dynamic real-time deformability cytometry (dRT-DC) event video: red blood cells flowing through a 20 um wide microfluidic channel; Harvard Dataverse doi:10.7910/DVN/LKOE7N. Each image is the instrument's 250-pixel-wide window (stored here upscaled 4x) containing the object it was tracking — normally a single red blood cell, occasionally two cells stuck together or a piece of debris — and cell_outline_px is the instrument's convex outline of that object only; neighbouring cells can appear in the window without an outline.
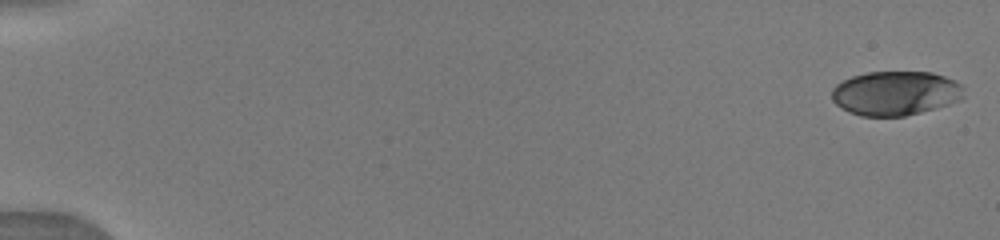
{"species": "human", "species_latin": "Homo sapiens", "temperature_condition": "warm", "stored_images_in_passage": 40, "camera_frame_rate_fps": 3000, "um_per_image_px": 0.085, "donor": {"sex": "male"}, "frame": {"image": 1, "passage_image": 1, "time_ms": 0.0, "image_size_px": [1000, 240], "cell_outline_px": [[964, 96], [960, 100], [948, 104], [920, 112], [904, 116], [860, 116], [848, 112], [840, 108], [832, 100], [832, 88], [836, 84], [852, 76], [868, 72], [932, 72], [956, 80], [964, 88]], "centroid_in_image_um": [76.11, 7.92], "position_along_channel_um": 8.9, "area_um2": 34.22}}
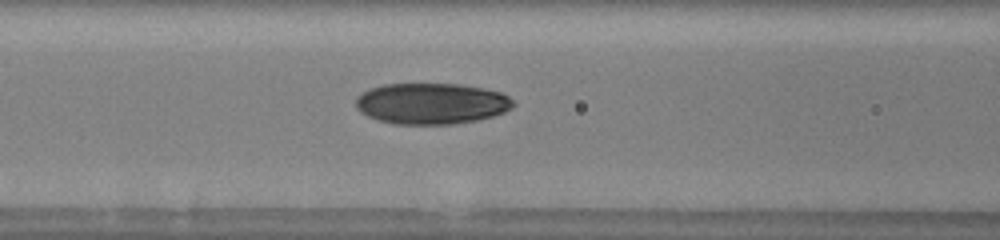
{"frame": {"image": 2, "passage_image": 20, "time_ms": 7.333, "image_size_px": [1000, 240], "cell_outline_px": [[516, 104], [512, 108], [504, 112], [480, 120], [452, 124], [396, 124], [380, 120], [368, 116], [360, 112], [356, 108], [356, 96], [368, 88], [384, 84], [460, 84], [484, 88], [500, 92], [508, 96]], "centroid_in_image_um": [36.67, 8.8], "position_along_channel_um": 129.9, "area_um2": 37.92}}
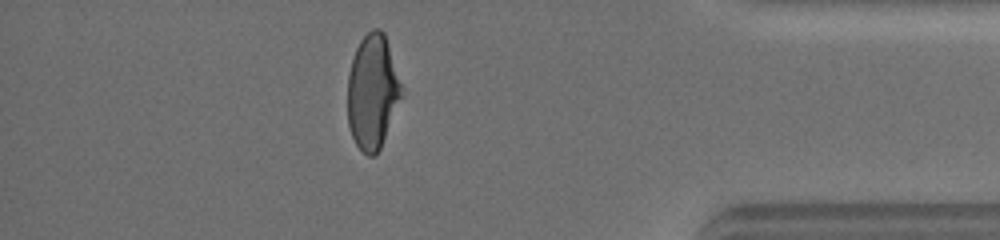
{"frame": {"image": 3, "passage_image": 37, "time_ms": 14.667, "image_size_px": [1000, 240], "cell_outline_px": [[404, 88], [380, 148], [376, 156], [368, 156], [356, 144], [352, 136], [348, 124], [348, 76], [352, 60], [356, 48], [360, 40], [372, 28], [380, 28], [384, 32]], "centroid_in_image_um": [31.67, 7.77], "position_along_channel_um": 403.5, "area_um2": 35.78}}